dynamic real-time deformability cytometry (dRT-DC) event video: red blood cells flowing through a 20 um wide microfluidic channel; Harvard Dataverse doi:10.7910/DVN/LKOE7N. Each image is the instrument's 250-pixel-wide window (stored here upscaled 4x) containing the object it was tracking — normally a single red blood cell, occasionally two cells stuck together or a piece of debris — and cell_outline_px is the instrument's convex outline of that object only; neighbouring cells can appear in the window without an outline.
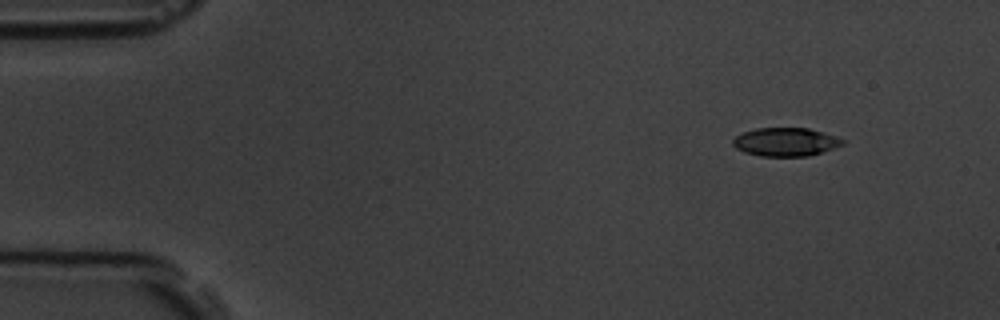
{"species": "common noctule bat (a hibernating species)", "species_latin": "Nyctalus noctula", "temperature_condition": "room temperature", "stored_images_in_passage": 5, "camera_frame_rate_fps": 3000, "um_per_image_px": 0.085, "animal": {"sex": "male", "body_mass_g": 19.5, "forearm_length_mm": 54.6}, "frame": {"image": 1, "passage_image": 1, "time_ms": 0.0, "image_size_px": [1000, 320], "cell_outline_px": [[844, 144], [808, 156], [760, 156], [744, 152], [736, 148], [732, 144], [732, 140], [736, 136], [744, 132], [756, 128], [808, 128], [836, 136], [844, 140]], "centroid_in_image_um": [66.75, 12.06], "position_along_channel_um": 18.3, "area_um2": 18.03}}
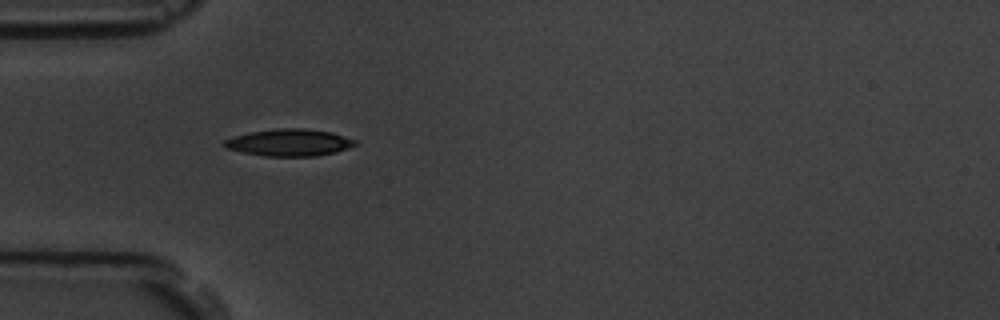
{"frame": {"image": 2, "passage_image": 4, "time_ms": 3.667, "image_size_px": [1000, 320], "cell_outline_px": [[356, 144], [348, 148], [336, 152], [316, 156], [264, 156], [244, 152], [228, 148], [220, 144], [224, 140], [232, 136], [248, 132], [276, 128], [304, 128], [332, 132], [356, 140]], "centroid_in_image_um": [24.56, 12.1], "position_along_channel_um": 60.4, "area_um2": 20.69}}
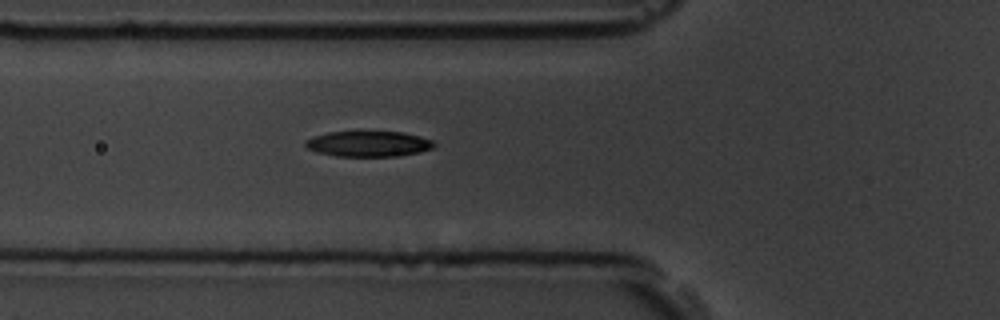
{"frame": {"image": 3, "passage_image": 5, "time_ms": 4.667, "image_size_px": [1000, 320], "cell_outline_px": [[436, 144], [432, 148], [420, 152], [400, 156], [336, 156], [316, 152], [308, 148], [304, 144], [304, 140], [312, 136], [328, 132], [360, 128], [404, 132], [420, 136], [432, 140]], "centroid_in_image_um": [31.29, 12.17], "position_along_channel_um": 94.5, "area_um2": 20.35}}